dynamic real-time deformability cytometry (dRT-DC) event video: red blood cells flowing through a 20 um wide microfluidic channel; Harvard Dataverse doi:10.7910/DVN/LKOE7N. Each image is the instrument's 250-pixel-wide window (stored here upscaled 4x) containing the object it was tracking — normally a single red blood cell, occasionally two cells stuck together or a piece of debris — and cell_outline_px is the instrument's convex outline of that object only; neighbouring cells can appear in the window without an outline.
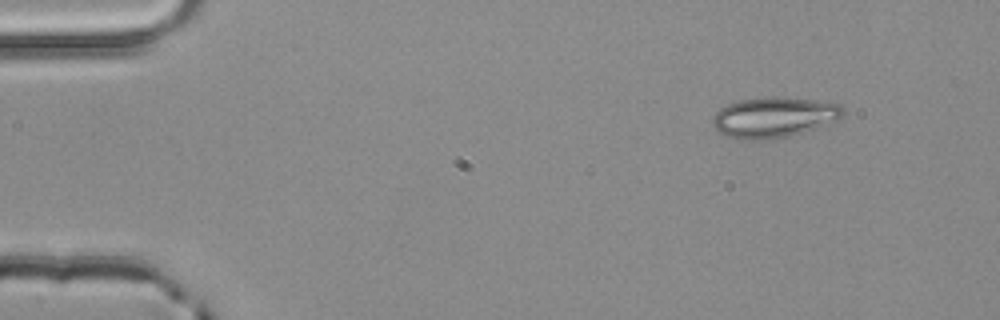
{"species": "common noctule bat (a hibernating species)", "species_latin": "Nyctalus noctula", "temperature_condition": "room temperature", "stored_images_in_passage": 3, "camera_frame_rate_fps": 3000, "um_per_image_px": 0.085, "animal": {"sex": "male", "body_mass_g": 20.4}, "frame": {"image": 1, "passage_image": 1, "time_ms": 0.0, "image_size_px": [1000, 320], "cell_outline_px": [[844, 116], [836, 120], [788, 136], [764, 140], [744, 140], [728, 136], [720, 132], [712, 124], [712, 116], [720, 108], [728, 104], [740, 100], [764, 96], [776, 96], [816, 100], [840, 104], [844, 108]], "centroid_in_image_um": [65.76, 9.95], "position_along_channel_um": 19.2, "area_um2": 30.63}}